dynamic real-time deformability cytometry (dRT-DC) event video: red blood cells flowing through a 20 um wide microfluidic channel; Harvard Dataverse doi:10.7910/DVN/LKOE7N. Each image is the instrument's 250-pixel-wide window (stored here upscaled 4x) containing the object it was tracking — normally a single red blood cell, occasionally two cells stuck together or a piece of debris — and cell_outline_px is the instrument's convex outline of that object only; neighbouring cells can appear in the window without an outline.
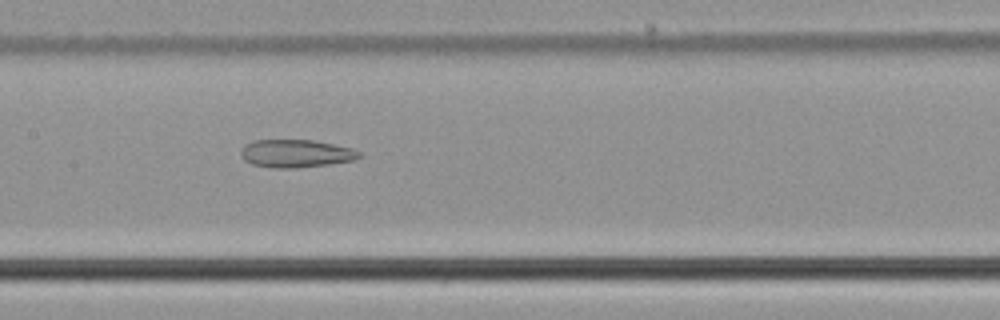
{"species": "common noctule bat (a hibernating species)", "species_latin": "Nyctalus noctula", "temperature_condition": "cold", "stored_images_in_passage": 40, "camera_frame_rate_fps": 3000, "um_per_image_px": 0.085, "animal": {"sex": "male", "body_mass_g": 21.5, "forearm_length_mm": 52.0}, "frame": {"image": 1, "passage_image": 13, "time_ms": 4.0, "image_size_px": [1000, 320], "cell_outline_px": [[364, 156], [356, 160], [328, 164], [296, 168], [272, 168], [252, 164], [244, 160], [240, 152], [244, 144], [252, 140], [312, 140], [352, 148], [360, 152]], "centroid_in_image_um": [25.16, 13.05], "position_along_channel_um": 182.2, "area_um2": 19.36}}
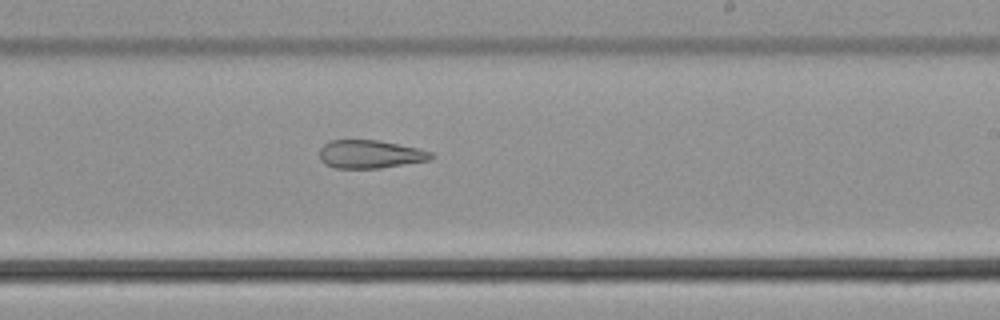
{"frame": {"image": 2, "passage_image": 19, "time_ms": 6.0, "image_size_px": [1000, 320], "cell_outline_px": [[436, 156], [432, 160], [380, 168], [336, 168], [324, 164], [320, 160], [320, 148], [324, 144], [332, 140], [380, 140], [416, 148], [432, 152]], "centroid_in_image_um": [31.48, 13.11], "position_along_channel_um": 257.5, "area_um2": 18.44}}
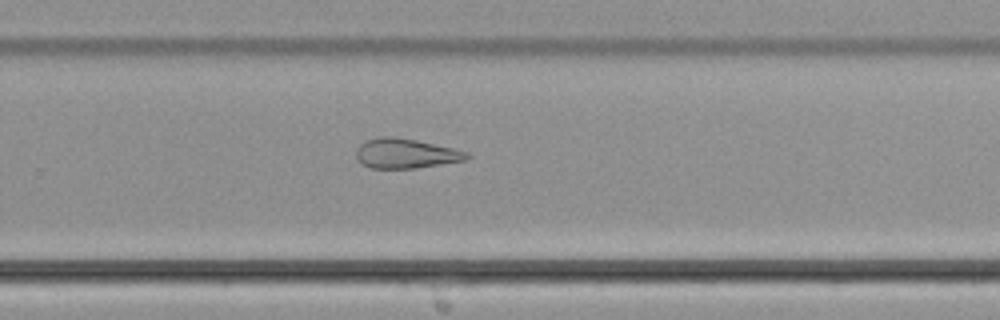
{"frame": {"image": 3, "passage_image": 22, "time_ms": 7.0, "image_size_px": [1000, 320], "cell_outline_px": [[472, 156], [464, 160], [416, 168], [372, 168], [364, 164], [356, 156], [356, 148], [360, 144], [368, 140], [380, 136], [392, 136], [416, 140], [452, 148], [468, 152]], "centroid_in_image_um": [34.48, 13.04], "position_along_channel_um": 295.3, "area_um2": 18.9}, "authors_computed_cell_mechanics": {"area_um2": 21.1259, "velocity_mm_per_s": 3.7937, "shape_relaxation_time_tau1_ms": null, "shape_relaxation_time_tau2_ms": 5.5056, "deformation_change_tau1": null, "deformation_change_tau2": 0.1575}}